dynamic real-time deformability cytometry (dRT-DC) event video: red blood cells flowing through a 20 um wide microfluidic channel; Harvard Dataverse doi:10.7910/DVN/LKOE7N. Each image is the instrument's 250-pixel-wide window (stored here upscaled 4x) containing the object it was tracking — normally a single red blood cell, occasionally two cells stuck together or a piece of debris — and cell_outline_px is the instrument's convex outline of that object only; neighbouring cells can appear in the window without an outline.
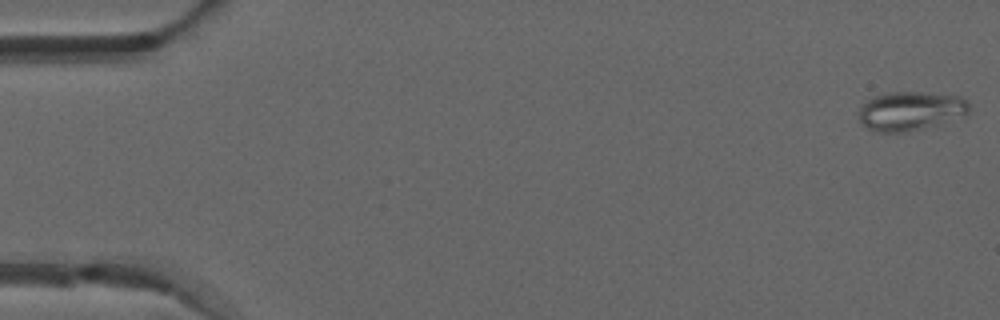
{"species": "common noctule bat (a hibernating species)", "species_latin": "Nyctalus noctula", "temperature_condition": "warm", "stored_images_in_passage": 12, "camera_frame_rate_fps": 3000, "um_per_image_px": 0.085, "animal": {"sex": "male", "forearm_length_mm": 52.5}, "frame": {"image": 1, "passage_image": 1, "time_ms": 0.0, "image_size_px": [1000, 320], "cell_outline_px": [[972, 104], [968, 112], [964, 116], [908, 132], [872, 132], [860, 120], [860, 104], [884, 92], [924, 92], [964, 96]], "centroid_in_image_um": [77.44, 9.41], "position_along_channel_um": 7.6, "area_um2": 25.32}}